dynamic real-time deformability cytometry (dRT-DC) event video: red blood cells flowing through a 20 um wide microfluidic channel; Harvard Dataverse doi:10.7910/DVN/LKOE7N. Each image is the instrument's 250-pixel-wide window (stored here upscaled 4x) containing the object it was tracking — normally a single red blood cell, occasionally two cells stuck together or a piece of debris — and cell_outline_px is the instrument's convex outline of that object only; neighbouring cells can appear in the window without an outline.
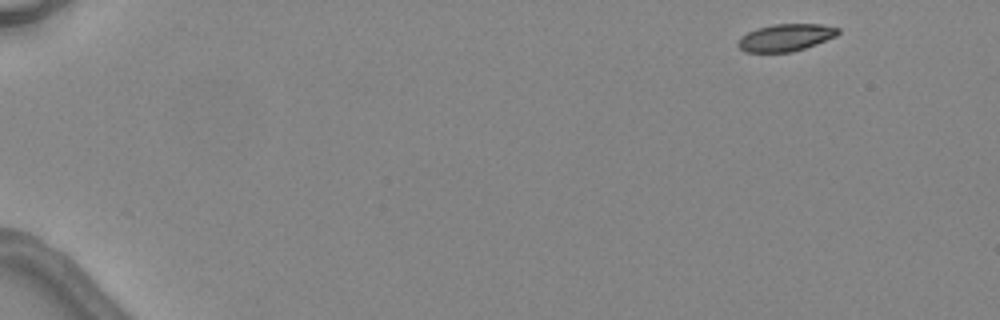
{"species": "common noctule bat (a hibernating species)", "species_latin": "Nyctalus noctula", "temperature_condition": "warm", "stored_images_in_passage": 4, "camera_frame_rate_fps": 3000, "um_per_image_px": 0.085, "animal": {"sex": "female", "body_mass_g": 24.6, "forearm_length_mm": 56.2}, "frame": {"image": 1, "passage_image": 1, "time_ms": 0.0, "image_size_px": [1000, 320], "cell_outline_px": [[840, 32], [836, 36], [816, 44], [792, 52], [744, 52], [736, 44], [740, 36], [756, 28], [772, 24], [820, 24], [840, 28]], "centroid_in_image_um": [66.76, 3.19], "position_along_channel_um": 18.2, "area_um2": 15.95}}
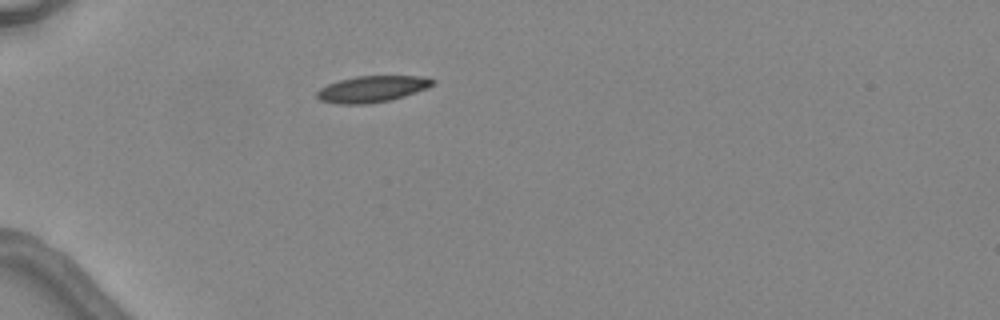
{"frame": {"image": 2, "passage_image": 4, "time_ms": 3.667, "image_size_px": [1000, 320], "cell_outline_px": [[436, 80], [428, 88], [404, 96], [388, 100], [364, 104], [336, 104], [320, 100], [316, 96], [316, 92], [320, 88], [328, 84], [340, 80], [356, 76], [424, 76]], "centroid_in_image_um": [31.61, 7.56], "position_along_channel_um": 53.4, "area_um2": 17.69}}